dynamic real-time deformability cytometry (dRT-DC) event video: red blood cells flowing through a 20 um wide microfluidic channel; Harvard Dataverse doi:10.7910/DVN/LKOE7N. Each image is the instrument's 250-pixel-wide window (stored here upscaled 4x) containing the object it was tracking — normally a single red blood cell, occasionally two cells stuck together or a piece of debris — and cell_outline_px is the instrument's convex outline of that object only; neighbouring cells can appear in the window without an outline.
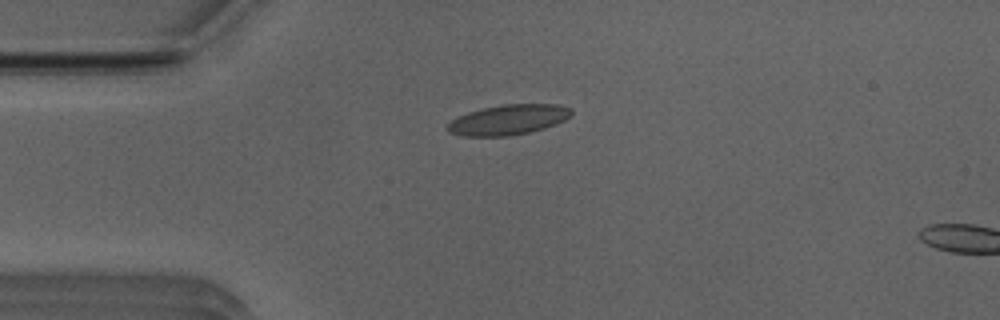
{"species": "Egyptian fruit bat (a non-hibernating species)", "species_latin": "Rousettus aegyptiacus", "temperature_condition": "room temperature", "stored_images_in_passage": 12, "camera_frame_rate_fps": 3000, "um_per_image_px": 0.085, "animal": {"sex": "male"}, "frame": {"image": 1, "passage_image": 1, "time_ms": 0.0, "image_size_px": [1000, 320], "cell_outline_px": [[572, 112], [564, 120], [556, 124], [544, 128], [528, 132], [508, 136], [460, 136], [448, 132], [444, 128], [456, 116], [468, 112], [484, 108], [504, 104], [556, 104], [572, 108]], "centroid_in_image_um": [43.16, 10.18], "position_along_channel_um": 41.8, "area_um2": 21.79}}
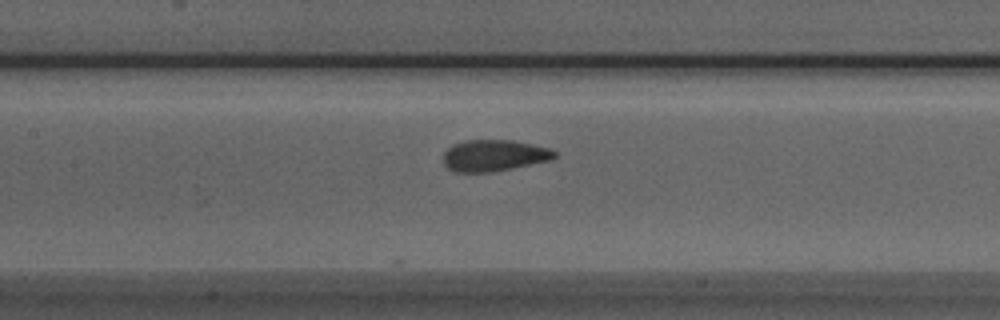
{"frame": {"image": 2, "passage_image": 12, "time_ms": 3.667, "image_size_px": [1000, 320], "cell_outline_px": [[556, 156], [552, 160], [492, 172], [456, 172], [448, 168], [444, 164], [444, 152], [452, 144], [464, 140], [512, 140], [532, 144], [548, 148], [556, 152]], "centroid_in_image_um": [41.98, 13.21], "position_along_channel_um": 165.4, "area_um2": 20.4}}